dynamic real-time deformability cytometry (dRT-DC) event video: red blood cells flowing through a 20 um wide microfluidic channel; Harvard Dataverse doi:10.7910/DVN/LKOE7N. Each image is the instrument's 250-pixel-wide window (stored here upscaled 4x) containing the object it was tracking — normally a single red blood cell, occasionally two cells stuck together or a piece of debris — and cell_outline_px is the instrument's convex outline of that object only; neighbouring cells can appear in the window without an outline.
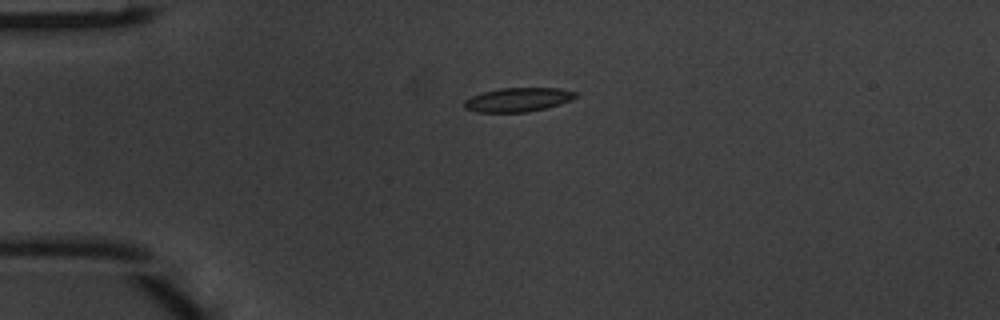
{"species": "common noctule bat (a hibernating species)", "species_latin": "Nyctalus noctula", "temperature_condition": "warm", "stored_images_in_passage": 3, "camera_frame_rate_fps": 3000, "um_per_image_px": 0.085, "animal": {"sex": "male", "body_mass_g": 20.1, "forearm_length_mm": 53.5}, "frame": {"image": 1, "passage_image": 1, "time_ms": 0.0, "image_size_px": [1000, 320], "cell_outline_px": [[576, 96], [572, 100], [560, 104], [528, 112], [476, 112], [464, 108], [464, 100], [472, 96], [484, 92], [500, 88], [560, 88], [576, 92]], "centroid_in_image_um": [44.02, 8.47], "position_along_channel_um": 41.0, "area_um2": 15.49}}